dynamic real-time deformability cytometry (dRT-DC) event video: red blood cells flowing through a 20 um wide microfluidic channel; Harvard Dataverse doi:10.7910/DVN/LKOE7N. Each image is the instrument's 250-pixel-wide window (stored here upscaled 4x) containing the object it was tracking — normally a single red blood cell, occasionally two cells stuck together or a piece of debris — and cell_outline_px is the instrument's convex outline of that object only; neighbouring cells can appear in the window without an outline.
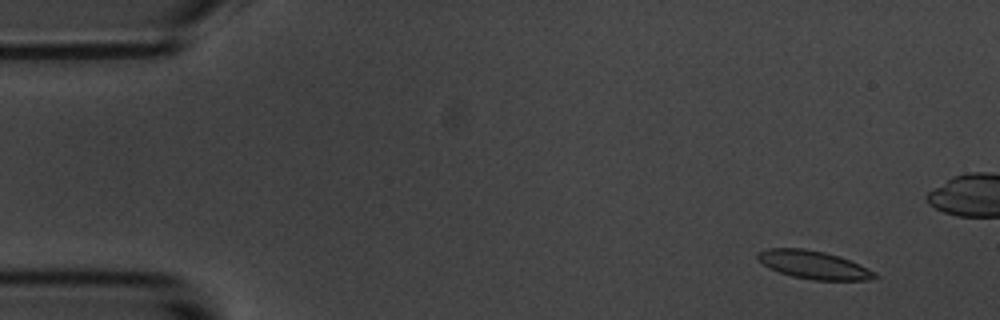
{"species": "common noctule bat (a hibernating species)", "species_latin": "Nyctalus noctula", "temperature_condition": "room temperature", "stored_images_in_passage": 53, "camera_frame_rate_fps": 3000, "um_per_image_px": 0.085, "animal": {"sex": "male", "body_mass_g": 20.1, "forearm_length_mm": 53.5}, "frame": {"image": 1, "passage_image": 5, "time_ms": 1.333, "image_size_px": [1000, 320], "cell_outline_px": [[880, 276], [868, 280], [812, 280], [792, 276], [768, 268], [756, 256], [756, 252], [768, 248], [804, 248], [824, 252], [840, 256], [868, 268], [876, 272]], "centroid_in_image_um": [69.17, 22.51], "position_along_channel_um": 15.8, "area_um2": 19.25}}
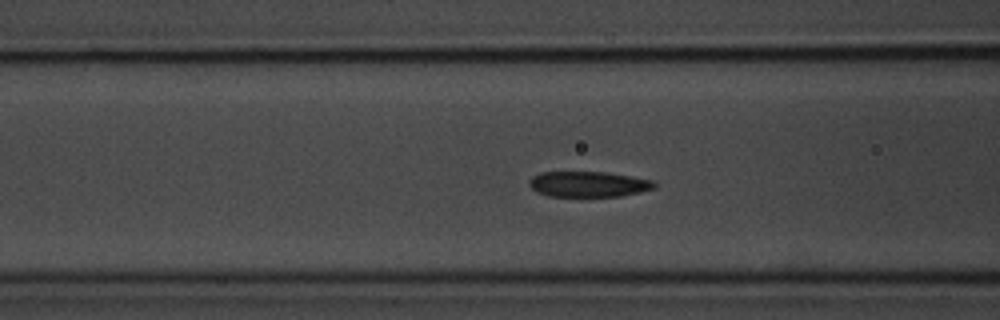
{"frame": {"image": 2, "passage_image": 22, "time_ms": 7.0, "image_size_px": [1000, 320], "cell_outline_px": [[656, 188], [640, 192], [620, 196], [548, 196], [536, 192], [528, 184], [528, 180], [532, 176], [540, 172], [604, 172], [632, 176], [652, 180], [656, 184]], "centroid_in_image_um": [50.0, 15.65], "position_along_channel_um": 116.6, "area_um2": 18.73}}
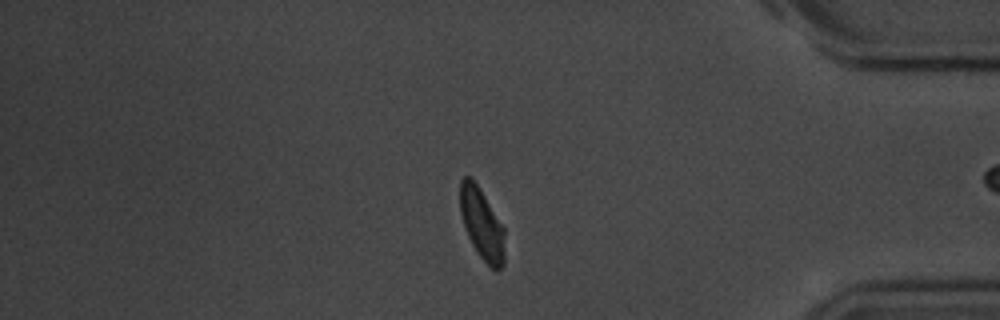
{"frame": {"image": 3, "passage_image": 48, "time_ms": 15.667, "image_size_px": [1000, 320], "cell_outline_px": [[504, 264], [496, 272], [480, 256], [472, 244], [468, 236], [460, 212], [460, 180], [464, 176], [468, 176], [476, 184], [484, 196], [504, 228]], "centroid_in_image_um": [40.95, 19.06], "position_along_channel_um": 394.2, "area_um2": 18.09}, "authors_computed_cell_mechanics": {"area_um2": 19.4208, "velocity_mm_per_s": 3.5461, "shape_relaxation_time_tau1_ms": 2.6507, "shape_relaxation_time_tau2_ms": 1.1411, "deformation_change_tau1": 0.1084, "deformation_change_tau2": 0.0666}}